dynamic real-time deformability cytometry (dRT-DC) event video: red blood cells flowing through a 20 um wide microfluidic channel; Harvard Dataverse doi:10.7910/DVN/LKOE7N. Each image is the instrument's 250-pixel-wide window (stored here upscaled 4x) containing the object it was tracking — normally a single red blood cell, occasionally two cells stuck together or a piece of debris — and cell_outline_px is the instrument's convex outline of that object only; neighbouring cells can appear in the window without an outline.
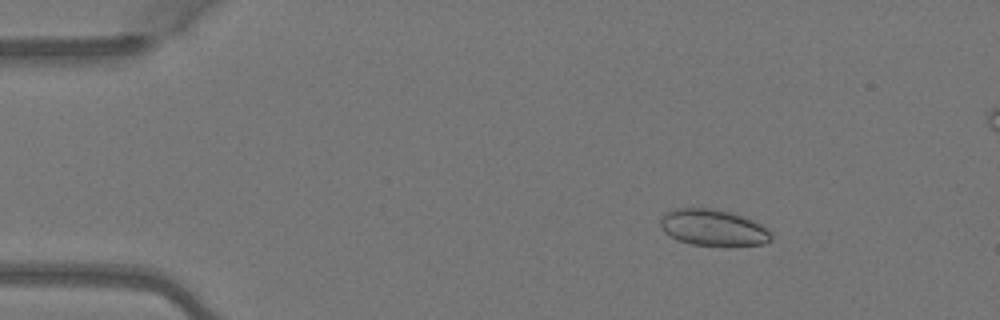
{"species": "Egyptian fruit bat (a non-hibernating species)", "species_latin": "Rousettus aegyptiacus", "temperature_condition": "warm", "stored_images_in_passage": 6, "camera_frame_rate_fps": 3000, "um_per_image_px": 0.085, "animal": {"sex": "female"}, "frame": {"image": 1, "passage_image": 3, "time_ms": 0.667, "image_size_px": [1000, 320], "cell_outline_px": [[772, 240], [764, 244], [736, 248], [724, 248], [692, 244], [676, 240], [664, 232], [660, 224], [660, 220], [668, 212], [676, 208], [708, 208], [732, 212], [752, 220], [768, 228], [772, 232]], "centroid_in_image_um": [60.69, 19.41], "position_along_channel_um": 24.3, "area_um2": 24.28}}